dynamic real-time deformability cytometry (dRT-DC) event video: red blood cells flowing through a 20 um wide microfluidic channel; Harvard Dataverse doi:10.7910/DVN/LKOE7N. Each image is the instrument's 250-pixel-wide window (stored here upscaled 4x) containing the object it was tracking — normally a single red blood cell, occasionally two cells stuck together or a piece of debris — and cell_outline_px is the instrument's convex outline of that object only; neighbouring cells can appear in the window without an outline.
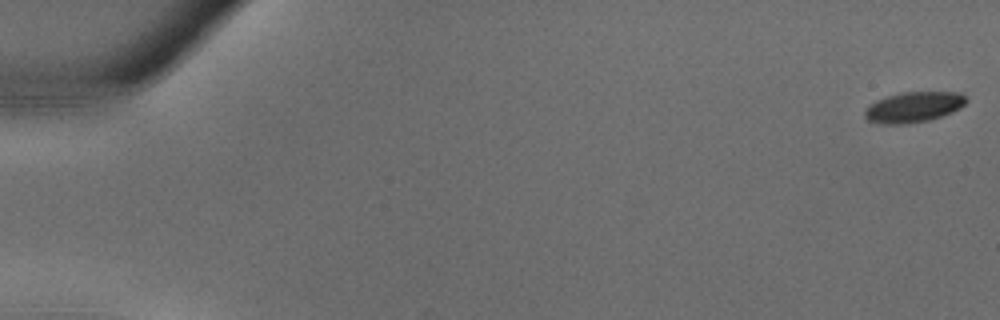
{"species": "common noctule bat (a hibernating species)", "species_latin": "Nyctalus noctula", "temperature_condition": "warm", "stored_images_in_passage": 37, "camera_frame_rate_fps": 3000, "um_per_image_px": 0.085, "animal": {"sex": "male", "body_mass_g": 18.8}, "frame": {"image": 1, "passage_image": 1, "time_ms": 0.0, "image_size_px": [1000, 320], "cell_outline_px": [[968, 100], [960, 108], [952, 112], [928, 120], [904, 124], [880, 124], [868, 120], [864, 116], [864, 112], [868, 104], [876, 100], [888, 96], [904, 92], [960, 92]], "centroid_in_image_um": [77.63, 9.1], "position_along_channel_um": 7.4, "area_um2": 17.98}}
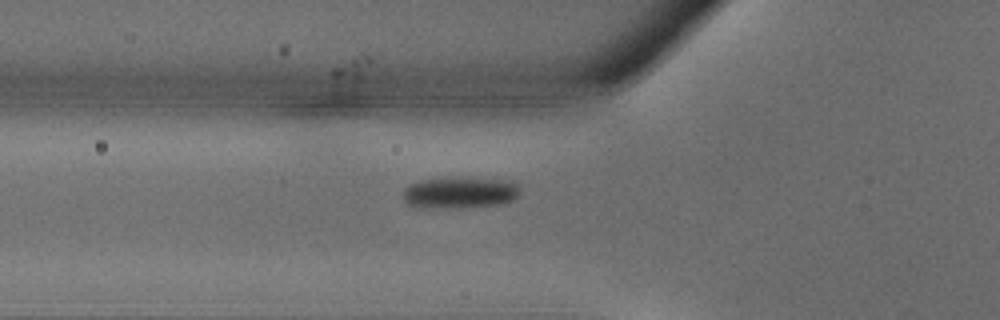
{"frame": {"image": 2, "passage_image": 14, "time_ms": 4.333, "image_size_px": [1000, 320], "cell_outline_px": [[516, 196], [512, 200], [500, 204], [448, 208], [428, 208], [408, 204], [404, 200], [404, 188], [408, 184], [420, 180], [460, 176], [504, 180], [516, 184]], "centroid_in_image_um": [39.0, 16.35], "position_along_channel_um": 86.8, "area_um2": 21.33}}
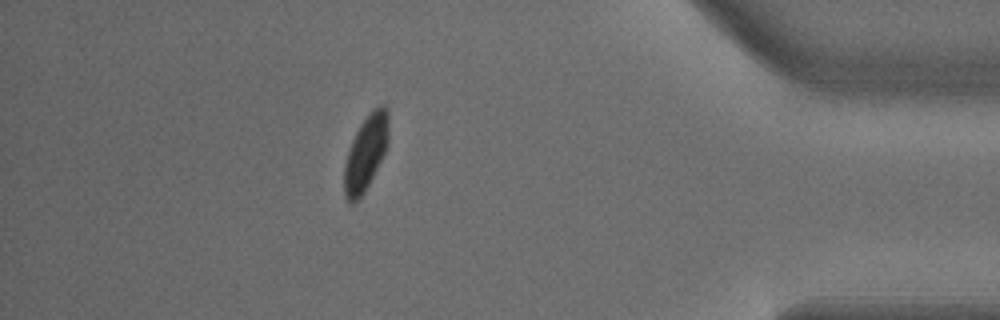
{"frame": {"image": 3, "passage_image": 33, "time_ms": 10.667, "image_size_px": [1000, 320], "cell_outline_px": [[388, 144], [364, 192], [352, 204], [348, 204], [344, 196], [344, 164], [352, 140], [360, 124], [372, 108], [380, 104], [384, 104], [388, 108]], "centroid_in_image_um": [31.08, 12.95], "position_along_channel_um": 404.1, "area_um2": 19.31}}